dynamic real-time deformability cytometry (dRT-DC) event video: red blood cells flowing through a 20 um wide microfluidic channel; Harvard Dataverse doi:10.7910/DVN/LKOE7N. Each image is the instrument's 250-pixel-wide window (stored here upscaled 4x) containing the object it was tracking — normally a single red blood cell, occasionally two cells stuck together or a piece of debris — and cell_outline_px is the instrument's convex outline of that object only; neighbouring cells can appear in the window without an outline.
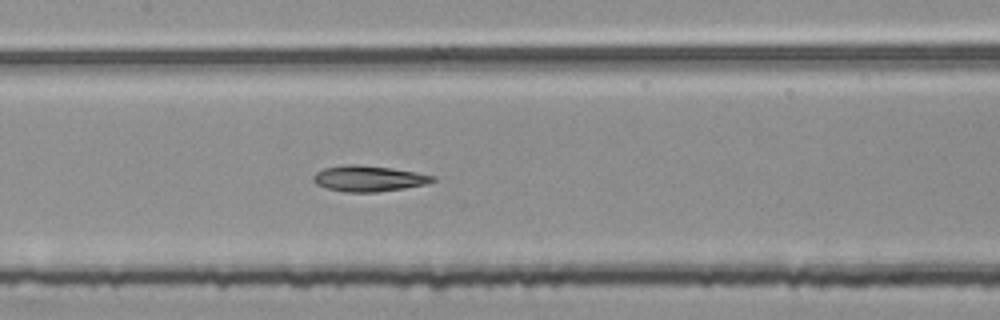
{"species": "common noctule bat (a hibernating species)", "species_latin": "Nyctalus noctula", "temperature_condition": "room temperature", "stored_images_in_passage": 53, "segment_of_instrument_passage": [2, 2], "camera_frame_rate_fps": 3000, "um_per_image_px": 0.085, "animal": {"sex": "female", "body_mass_g": 25.1}, "frame": {"image": 1, "passage_image": 26, "time_ms": 8.333, "image_size_px": [1000, 320], "cell_outline_px": [[436, 180], [428, 184], [404, 188], [376, 192], [344, 192], [328, 188], [316, 184], [312, 180], [312, 176], [316, 172], [324, 168], [348, 164], [356, 164], [392, 168], [416, 172], [436, 176]], "centroid_in_image_um": [31.35, 15.17], "position_along_channel_um": 176.1, "area_um2": 18.03}}
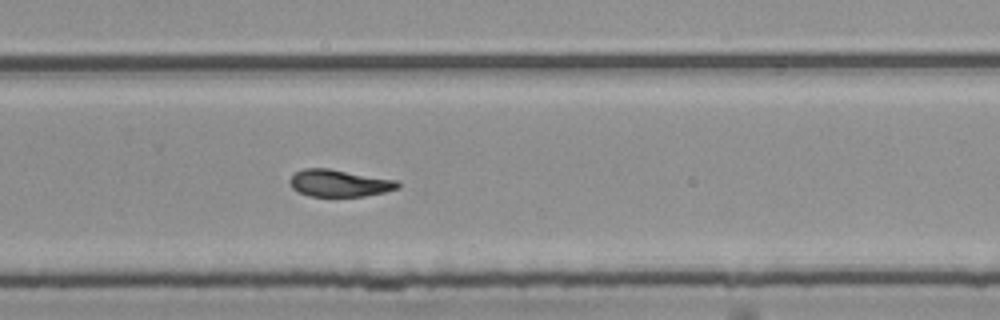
{"frame": {"image": 2, "passage_image": 36, "time_ms": 11.667, "image_size_px": [1000, 320], "cell_outline_px": [[400, 188], [384, 192], [364, 196], [308, 196], [292, 188], [288, 180], [296, 172], [304, 168], [328, 168], [400, 180]], "centroid_in_image_um": [28.88, 15.56], "position_along_channel_um": 300.9, "area_um2": 17.17}}
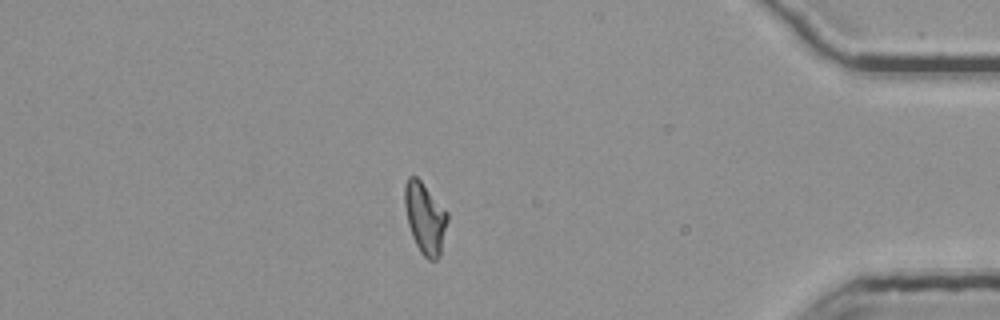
{"frame": {"image": 3, "passage_image": 47, "time_ms": 15.333, "image_size_px": [1000, 320], "cell_outline_px": [[448, 220], [440, 256], [436, 260], [428, 260], [420, 252], [412, 236], [408, 224], [404, 204], [404, 184], [408, 176], [416, 176], [420, 180], [448, 212]], "centroid_in_image_um": [36.12, 18.54], "position_along_channel_um": 399.1, "area_um2": 17.8}}